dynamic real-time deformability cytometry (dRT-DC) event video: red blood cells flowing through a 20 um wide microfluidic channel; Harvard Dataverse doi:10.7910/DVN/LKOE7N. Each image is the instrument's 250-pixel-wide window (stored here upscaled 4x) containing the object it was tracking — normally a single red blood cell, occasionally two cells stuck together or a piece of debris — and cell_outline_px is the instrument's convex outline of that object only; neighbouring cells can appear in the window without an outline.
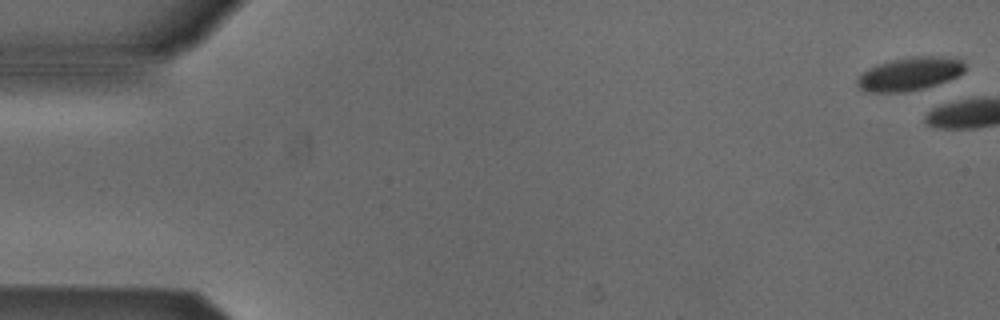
{"species": "Egyptian fruit bat (a non-hibernating species)", "species_latin": "Rousettus aegyptiacus", "temperature_condition": "cold", "stored_images_in_passage": 3, "camera_frame_rate_fps": 3000, "um_per_image_px": 0.085, "animal": {"sex": "male"}, "frame": {"image": 1, "passage_image": 1, "time_ms": 0.0, "image_size_px": [1000, 320], "cell_outline_px": [[964, 72], [948, 80], [924, 88], [908, 92], [868, 92], [860, 88], [856, 84], [856, 80], [868, 68], [876, 64], [892, 60], [912, 56], [940, 56], [964, 60]], "centroid_in_image_um": [77.31, 6.28], "position_along_channel_um": 7.7, "area_um2": 20.87}}